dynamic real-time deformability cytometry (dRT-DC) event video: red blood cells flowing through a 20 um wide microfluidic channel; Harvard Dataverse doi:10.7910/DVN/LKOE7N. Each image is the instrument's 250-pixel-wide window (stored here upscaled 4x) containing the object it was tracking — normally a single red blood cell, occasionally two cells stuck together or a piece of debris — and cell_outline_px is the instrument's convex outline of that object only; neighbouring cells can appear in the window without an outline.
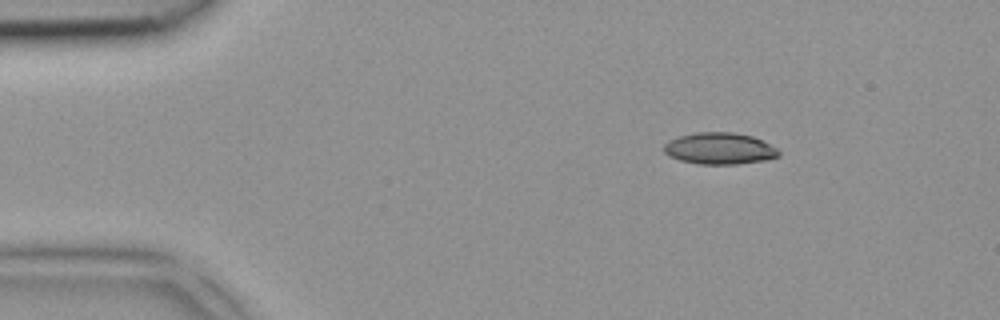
{"species": "common noctule bat (a hibernating species)", "species_latin": "Nyctalus noctula", "temperature_condition": "room temperature", "stored_images_in_passage": 4, "camera_frame_rate_fps": 3000, "um_per_image_px": 0.085, "animal": {"sex": "female", "body_mass_g": 18.4}, "frame": {"image": 1, "passage_image": 1, "time_ms": 0.0, "image_size_px": [1000, 320], "cell_outline_px": [[780, 156], [764, 160], [736, 164], [700, 164], [680, 160], [668, 156], [664, 152], [664, 144], [668, 140], [680, 136], [696, 132], [732, 132], [752, 136], [776, 148], [780, 152]], "centroid_in_image_um": [61.13, 12.62], "position_along_channel_um": 23.9, "area_um2": 21.04}}
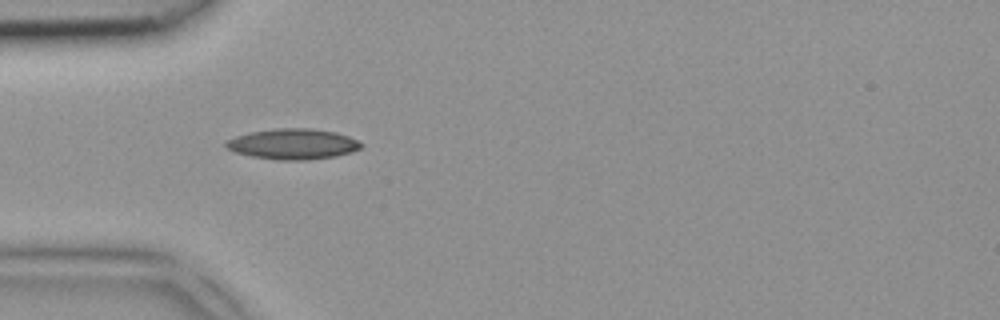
{"frame": {"image": 2, "passage_image": 3, "time_ms": 0.667, "image_size_px": [1000, 320], "cell_outline_px": [[364, 144], [360, 148], [352, 152], [336, 156], [308, 160], [276, 160], [252, 156], [236, 152], [228, 148], [224, 144], [228, 140], [236, 136], [252, 132], [276, 128], [312, 128], [336, 132], [348, 136]], "centroid_in_image_um": [24.94, 12.24], "position_along_channel_um": 60.1, "area_um2": 23.99}}